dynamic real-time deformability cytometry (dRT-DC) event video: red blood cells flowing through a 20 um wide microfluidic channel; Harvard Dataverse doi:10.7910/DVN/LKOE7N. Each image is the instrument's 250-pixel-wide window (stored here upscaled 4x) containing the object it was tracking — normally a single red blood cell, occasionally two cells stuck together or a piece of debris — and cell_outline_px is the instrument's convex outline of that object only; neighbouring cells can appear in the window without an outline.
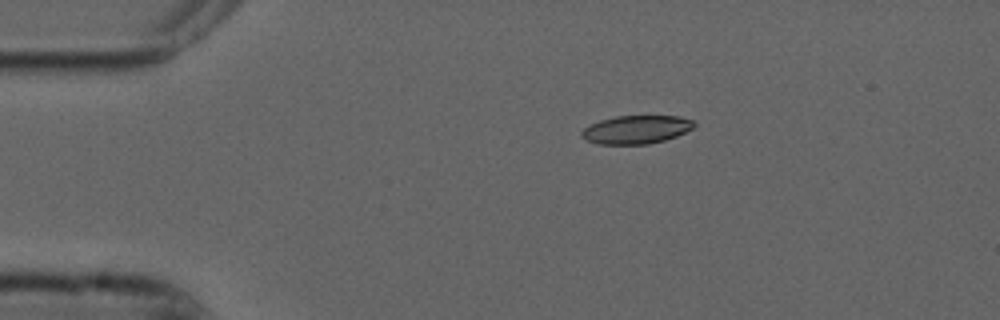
{"species": "common noctule bat (a hibernating species)", "species_latin": "Nyctalus noctula", "temperature_condition": "cold", "stored_images_in_passage": 45, "camera_frame_rate_fps": 3000, "um_per_image_px": 0.085, "animal": {"sex": "male", "forearm_length_mm": 52.5}, "frame": {"image": 1, "passage_image": 1, "time_ms": 0.0, "image_size_px": [1000, 320], "cell_outline_px": [[696, 124], [692, 128], [676, 136], [664, 140], [648, 144], [600, 144], [588, 140], [580, 136], [580, 132], [588, 124], [600, 120], [616, 116], [680, 116], [692, 120]], "centroid_in_image_um": [54.05, 11.0], "position_along_channel_um": 30.9, "area_um2": 18.5}}
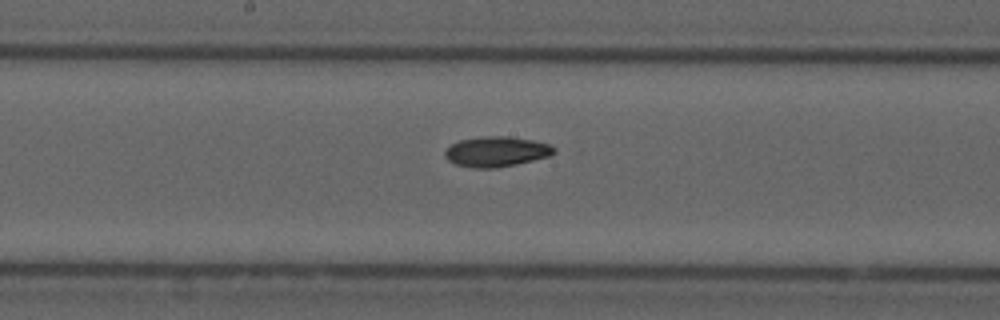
{"frame": {"image": 2, "passage_image": 19, "time_ms": 6.0, "image_size_px": [1000, 320], "cell_outline_px": [[556, 152], [548, 156], [516, 164], [496, 168], [472, 168], [456, 164], [448, 160], [444, 156], [444, 152], [452, 144], [460, 140], [488, 136], [508, 136], [532, 140], [548, 144], [556, 148]], "centroid_in_image_um": [42.19, 12.89], "position_along_channel_um": 206.0, "area_um2": 19.02}}
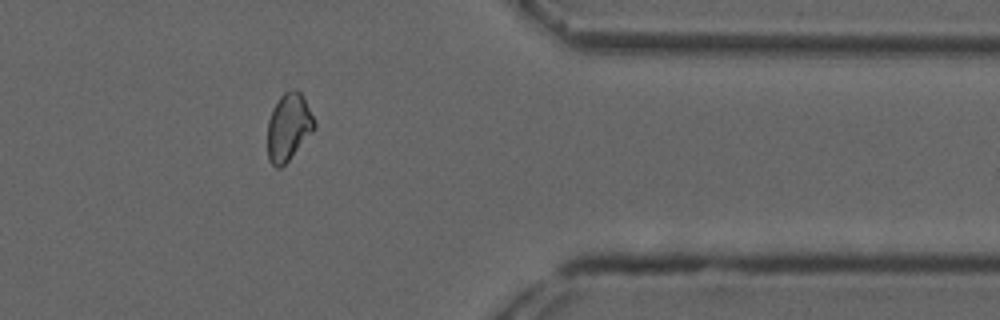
{"frame": {"image": 3, "passage_image": 35, "time_ms": 11.333, "image_size_px": [1000, 320], "cell_outline_px": [[316, 128], [288, 160], [280, 168], [276, 168], [268, 160], [268, 120], [272, 108], [280, 96], [284, 92], [296, 88], [304, 96], [316, 124]], "centroid_in_image_um": [24.53, 10.77], "position_along_channel_um": 386.9, "area_um2": 18.38}, "authors_computed_cell_mechanics": {"area_um2": 18.6694, "velocity_mm_per_s": 3.7364, "shape_relaxation_time_tau1_ms": null, "shape_relaxation_time_tau2_ms": 8.9553, "deformation_change_tau1": null, "deformation_change_tau2": 0.1541}}